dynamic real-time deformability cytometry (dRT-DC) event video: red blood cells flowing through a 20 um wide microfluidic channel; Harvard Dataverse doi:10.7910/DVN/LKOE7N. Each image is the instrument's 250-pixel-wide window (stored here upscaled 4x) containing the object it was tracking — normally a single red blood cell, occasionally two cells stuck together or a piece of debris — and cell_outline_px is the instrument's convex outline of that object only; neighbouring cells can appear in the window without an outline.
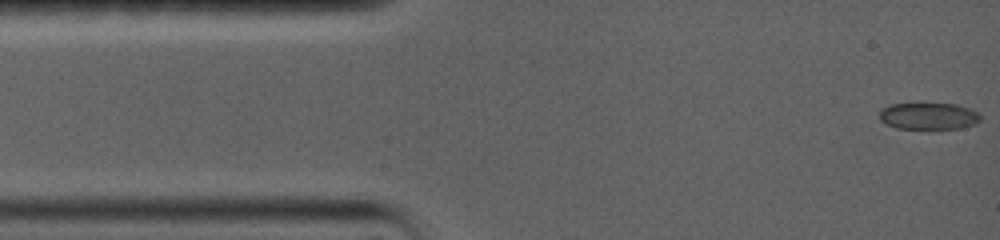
{"species": "common noctule bat (a hibernating species)", "species_latin": "Nyctalus noctula", "temperature_condition": "warm", "stored_images_in_passage": 57, "camera_frame_rate_fps": 5000, "um_per_image_px": 0.085, "animal": {"sex": "female", "body_mass_g": 19.0, "forearm_length_mm": 56.7}, "frame": {"image": 1, "passage_image": 1, "time_ms": 0.0, "image_size_px": [1000, 240], "cell_outline_px": [[980, 120], [976, 124], [960, 128], [896, 128], [880, 120], [880, 108], [892, 104], [956, 104], [968, 108], [976, 112], [980, 116]], "centroid_in_image_um": [78.92, 9.86], "position_along_channel_um": 6.1, "area_um2": 15.49}}
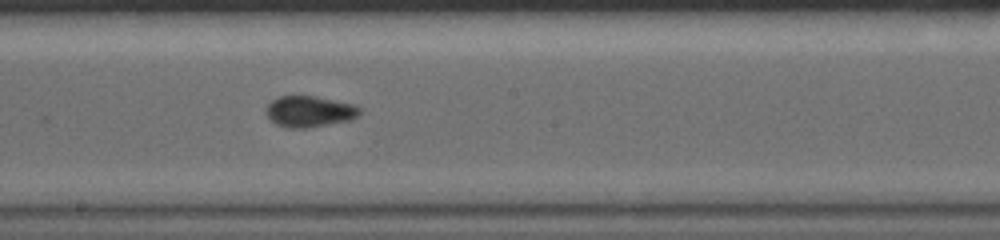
{"frame": {"image": 2, "passage_image": 24, "time_ms": 8.2, "image_size_px": [1000, 240], "cell_outline_px": [[360, 116], [348, 120], [308, 128], [288, 128], [276, 124], [264, 112], [264, 108], [272, 100], [280, 96], [316, 96], [352, 104], [360, 108]], "centroid_in_image_um": [26.27, 9.47], "position_along_channel_um": 221.9, "area_um2": 16.94}}
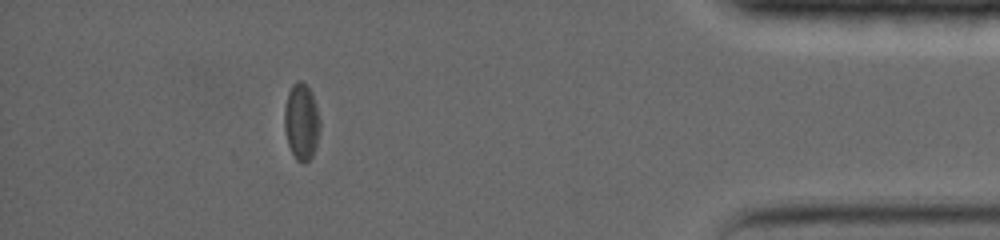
{"frame": {"image": 3, "passage_image": 49, "time_ms": 14.8, "image_size_px": [1000, 240], "cell_outline_px": [[320, 132], [312, 156], [304, 164], [296, 160], [288, 144], [284, 128], [284, 108], [288, 92], [292, 84], [296, 80], [300, 80], [312, 92], [320, 120]], "centroid_in_image_um": [25.62, 10.34], "position_along_channel_um": 409.6, "area_um2": 15.95}, "authors_computed_cell_mechanics": {"area_um2": 16.3574, "velocity_mm_per_s": 3.6116, "shape_relaxation_time_tau1_ms": null, "shape_relaxation_time_tau2_ms": 1.8749, "deformation_change_tau1": null, "deformation_change_tau2": 0.039}}